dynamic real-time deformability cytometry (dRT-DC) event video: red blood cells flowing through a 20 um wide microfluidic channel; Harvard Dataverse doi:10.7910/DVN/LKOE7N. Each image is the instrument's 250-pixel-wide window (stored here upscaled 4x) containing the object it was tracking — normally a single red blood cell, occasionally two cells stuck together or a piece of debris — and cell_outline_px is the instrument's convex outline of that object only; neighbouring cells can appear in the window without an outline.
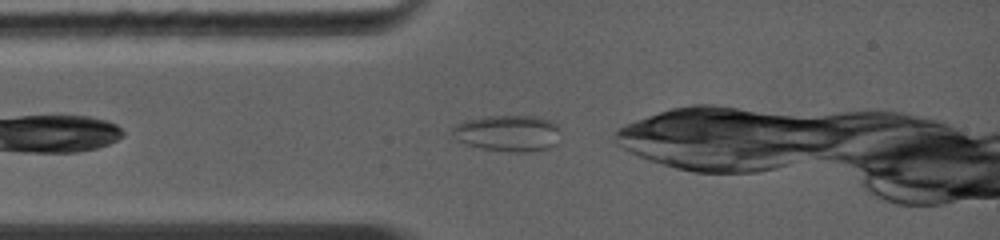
{"species": "common noctule bat (a hibernating species)", "species_latin": "Nyctalus noctula", "temperature_condition": "warm", "stored_images_in_passage": 25, "camera_frame_rate_fps": 5000, "um_per_image_px": 0.085, "animal": {"sex": "female", "body_mass_g": 19.0, "forearm_length_mm": 56.7}, "frame": {"image": 1, "passage_image": 1, "time_ms": 0.0, "image_size_px": [1000, 240], "cell_outline_px": [[560, 128], [556, 144], [548, 148], [532, 152], [508, 152], [480, 148], [464, 144], [456, 140], [452, 136], [452, 128], [456, 124], [464, 120], [488, 116], [536, 116], [548, 120], [556, 124]], "centroid_in_image_um": [43.14, 11.33], "position_along_channel_um": 41.9, "area_um2": 23.18}}
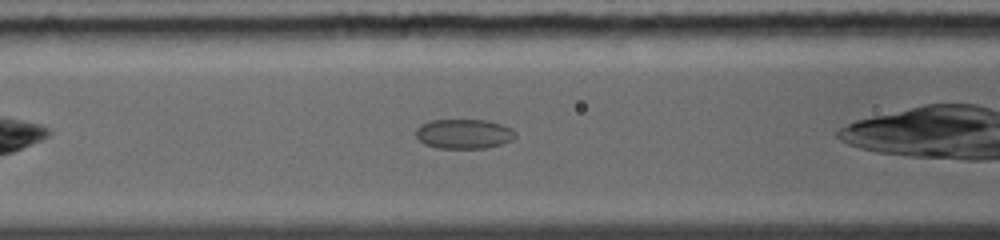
{"frame": {"image": 2, "passage_image": 7, "time_ms": 2.0, "image_size_px": [1000, 240], "cell_outline_px": [[516, 136], [512, 140], [500, 144], [484, 148], [436, 148], [424, 144], [416, 136], [416, 128], [420, 124], [432, 120], [484, 120], [500, 124], [512, 128], [516, 132]], "centroid_in_image_um": [39.41, 11.38], "position_along_channel_um": 127.2, "area_um2": 17.17}}
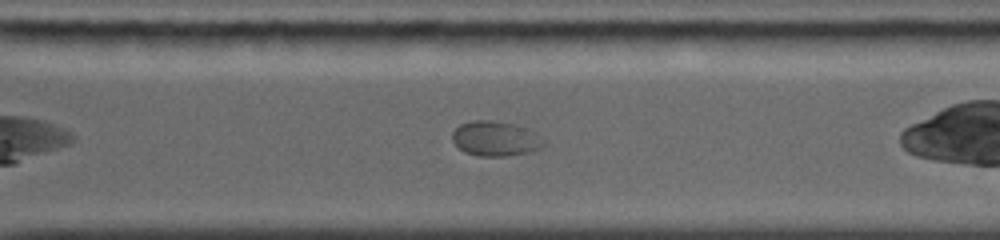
{"frame": {"image": 3, "passage_image": 19, "time_ms": 6.6, "image_size_px": [1000, 240], "cell_outline_px": [[548, 144], [540, 148], [528, 152], [508, 156], [476, 156], [464, 152], [452, 140], [452, 132], [460, 124], [472, 120], [488, 120], [512, 124], [528, 128], [544, 140]], "centroid_in_image_um": [42.11, 11.79], "position_along_channel_um": 328.5, "area_um2": 18.61}}